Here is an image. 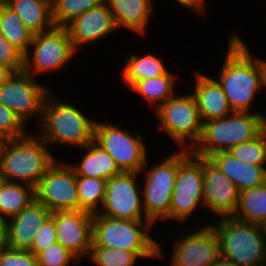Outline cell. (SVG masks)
Segmentation results:
<instances>
[{"label": "cell", "instance_id": "6da1fadb", "mask_svg": "<svg viewBox=\"0 0 266 266\" xmlns=\"http://www.w3.org/2000/svg\"><path fill=\"white\" fill-rule=\"evenodd\" d=\"M228 43L217 82L233 112H251V101L263 89L259 59L252 58L248 46L235 32Z\"/></svg>", "mask_w": 266, "mask_h": 266}, {"label": "cell", "instance_id": "7a4b0ae2", "mask_svg": "<svg viewBox=\"0 0 266 266\" xmlns=\"http://www.w3.org/2000/svg\"><path fill=\"white\" fill-rule=\"evenodd\" d=\"M49 148L35 133L5 139L0 147V171L7 182L18 183L19 180V183L21 181L36 188L47 169L56 161Z\"/></svg>", "mask_w": 266, "mask_h": 266}, {"label": "cell", "instance_id": "3957f363", "mask_svg": "<svg viewBox=\"0 0 266 266\" xmlns=\"http://www.w3.org/2000/svg\"><path fill=\"white\" fill-rule=\"evenodd\" d=\"M47 95L42 112V121L37 125L38 135L52 145H73L83 148L94 141L96 121L86 117L79 108L66 101Z\"/></svg>", "mask_w": 266, "mask_h": 266}, {"label": "cell", "instance_id": "277c9868", "mask_svg": "<svg viewBox=\"0 0 266 266\" xmlns=\"http://www.w3.org/2000/svg\"><path fill=\"white\" fill-rule=\"evenodd\" d=\"M265 128L266 116L261 113L232 112L219 119L204 121L200 140L191 152L208 158L254 139Z\"/></svg>", "mask_w": 266, "mask_h": 266}, {"label": "cell", "instance_id": "5b68a950", "mask_svg": "<svg viewBox=\"0 0 266 266\" xmlns=\"http://www.w3.org/2000/svg\"><path fill=\"white\" fill-rule=\"evenodd\" d=\"M214 224L222 257L239 266H265L266 240L260 225L232 216L218 218Z\"/></svg>", "mask_w": 266, "mask_h": 266}, {"label": "cell", "instance_id": "8992f818", "mask_svg": "<svg viewBox=\"0 0 266 266\" xmlns=\"http://www.w3.org/2000/svg\"><path fill=\"white\" fill-rule=\"evenodd\" d=\"M153 225L151 221L113 219L93 214L92 247L118 248L133 253H159V258H163L162 248L149 232Z\"/></svg>", "mask_w": 266, "mask_h": 266}, {"label": "cell", "instance_id": "52a82bcc", "mask_svg": "<svg viewBox=\"0 0 266 266\" xmlns=\"http://www.w3.org/2000/svg\"><path fill=\"white\" fill-rule=\"evenodd\" d=\"M201 206L204 207L203 157L194 155L190 150L179 148L170 221L183 223Z\"/></svg>", "mask_w": 266, "mask_h": 266}, {"label": "cell", "instance_id": "ba28073f", "mask_svg": "<svg viewBox=\"0 0 266 266\" xmlns=\"http://www.w3.org/2000/svg\"><path fill=\"white\" fill-rule=\"evenodd\" d=\"M155 112L160 121L158 129L168 133L181 149L191 151L195 147L202 134L203 122L192 93L174 95Z\"/></svg>", "mask_w": 266, "mask_h": 266}, {"label": "cell", "instance_id": "9c48e42d", "mask_svg": "<svg viewBox=\"0 0 266 266\" xmlns=\"http://www.w3.org/2000/svg\"><path fill=\"white\" fill-rule=\"evenodd\" d=\"M94 142L109 153L121 172L143 173L149 167L148 150L138 133L134 137L119 125L96 121Z\"/></svg>", "mask_w": 266, "mask_h": 266}, {"label": "cell", "instance_id": "30bf717a", "mask_svg": "<svg viewBox=\"0 0 266 266\" xmlns=\"http://www.w3.org/2000/svg\"><path fill=\"white\" fill-rule=\"evenodd\" d=\"M30 47L33 50L29 49L24 55L23 71L32 76L61 70L77 53L65 27L54 26L49 31L34 34Z\"/></svg>", "mask_w": 266, "mask_h": 266}, {"label": "cell", "instance_id": "8fae6325", "mask_svg": "<svg viewBox=\"0 0 266 266\" xmlns=\"http://www.w3.org/2000/svg\"><path fill=\"white\" fill-rule=\"evenodd\" d=\"M158 161L146 172L142 197L145 216L153 223L170 219L172 192L178 171V151ZM151 169V170H150Z\"/></svg>", "mask_w": 266, "mask_h": 266}, {"label": "cell", "instance_id": "7c38bea8", "mask_svg": "<svg viewBox=\"0 0 266 266\" xmlns=\"http://www.w3.org/2000/svg\"><path fill=\"white\" fill-rule=\"evenodd\" d=\"M51 90L24 71L14 73L0 86V103L17 114L26 124L27 119L42 121L43 104Z\"/></svg>", "mask_w": 266, "mask_h": 266}, {"label": "cell", "instance_id": "4fadbf2b", "mask_svg": "<svg viewBox=\"0 0 266 266\" xmlns=\"http://www.w3.org/2000/svg\"><path fill=\"white\" fill-rule=\"evenodd\" d=\"M138 174L141 175L138 172H121L109 178L100 209L102 212L98 214L113 219L150 221L145 216L142 190L138 189L135 180Z\"/></svg>", "mask_w": 266, "mask_h": 266}, {"label": "cell", "instance_id": "5bb4252c", "mask_svg": "<svg viewBox=\"0 0 266 266\" xmlns=\"http://www.w3.org/2000/svg\"><path fill=\"white\" fill-rule=\"evenodd\" d=\"M36 199L52 213L79 210L76 173L70 164L55 161L35 188Z\"/></svg>", "mask_w": 266, "mask_h": 266}, {"label": "cell", "instance_id": "9a60e30c", "mask_svg": "<svg viewBox=\"0 0 266 266\" xmlns=\"http://www.w3.org/2000/svg\"><path fill=\"white\" fill-rule=\"evenodd\" d=\"M195 229L175 240L170 266H211L220 256L218 237L212 225Z\"/></svg>", "mask_w": 266, "mask_h": 266}, {"label": "cell", "instance_id": "2e32d148", "mask_svg": "<svg viewBox=\"0 0 266 266\" xmlns=\"http://www.w3.org/2000/svg\"><path fill=\"white\" fill-rule=\"evenodd\" d=\"M55 221L57 243L73 254L77 261L89 257L92 247L93 214L81 210L57 211Z\"/></svg>", "mask_w": 266, "mask_h": 266}, {"label": "cell", "instance_id": "e0dca14e", "mask_svg": "<svg viewBox=\"0 0 266 266\" xmlns=\"http://www.w3.org/2000/svg\"><path fill=\"white\" fill-rule=\"evenodd\" d=\"M203 190L204 207L213 212L217 219L234 215L240 192L231 179L207 157H203Z\"/></svg>", "mask_w": 266, "mask_h": 266}, {"label": "cell", "instance_id": "ac0fdd59", "mask_svg": "<svg viewBox=\"0 0 266 266\" xmlns=\"http://www.w3.org/2000/svg\"><path fill=\"white\" fill-rule=\"evenodd\" d=\"M65 28L71 38L73 48L78 51L84 44L86 46V44L97 42L105 38L107 34L114 33L117 26L108 4L103 2L74 18Z\"/></svg>", "mask_w": 266, "mask_h": 266}, {"label": "cell", "instance_id": "d6986e66", "mask_svg": "<svg viewBox=\"0 0 266 266\" xmlns=\"http://www.w3.org/2000/svg\"><path fill=\"white\" fill-rule=\"evenodd\" d=\"M52 212L37 199L7 220L9 248L30 250L34 237Z\"/></svg>", "mask_w": 266, "mask_h": 266}, {"label": "cell", "instance_id": "ffe728a7", "mask_svg": "<svg viewBox=\"0 0 266 266\" xmlns=\"http://www.w3.org/2000/svg\"><path fill=\"white\" fill-rule=\"evenodd\" d=\"M194 92L201 121L219 119L233 112L216 78L195 72Z\"/></svg>", "mask_w": 266, "mask_h": 266}, {"label": "cell", "instance_id": "44dd1931", "mask_svg": "<svg viewBox=\"0 0 266 266\" xmlns=\"http://www.w3.org/2000/svg\"><path fill=\"white\" fill-rule=\"evenodd\" d=\"M208 158L231 179L239 192L250 190L266 183V167L240 161L228 151L214 153Z\"/></svg>", "mask_w": 266, "mask_h": 266}, {"label": "cell", "instance_id": "7402d4cb", "mask_svg": "<svg viewBox=\"0 0 266 266\" xmlns=\"http://www.w3.org/2000/svg\"><path fill=\"white\" fill-rule=\"evenodd\" d=\"M112 12L117 30L128 28L137 34L145 35L152 16V0H105Z\"/></svg>", "mask_w": 266, "mask_h": 266}, {"label": "cell", "instance_id": "603a6c76", "mask_svg": "<svg viewBox=\"0 0 266 266\" xmlns=\"http://www.w3.org/2000/svg\"><path fill=\"white\" fill-rule=\"evenodd\" d=\"M3 2L18 14L33 34L46 32L54 27L52 0H4Z\"/></svg>", "mask_w": 266, "mask_h": 266}, {"label": "cell", "instance_id": "cb8c5ba5", "mask_svg": "<svg viewBox=\"0 0 266 266\" xmlns=\"http://www.w3.org/2000/svg\"><path fill=\"white\" fill-rule=\"evenodd\" d=\"M81 149L86 152L83 154L81 162L78 165L71 164L76 176L108 180L121 173L109 153L94 141L88 143Z\"/></svg>", "mask_w": 266, "mask_h": 266}, {"label": "cell", "instance_id": "d4e9b609", "mask_svg": "<svg viewBox=\"0 0 266 266\" xmlns=\"http://www.w3.org/2000/svg\"><path fill=\"white\" fill-rule=\"evenodd\" d=\"M125 62L126 65L121 71V78L129 88L140 80L159 77L169 72L164 62L152 54H145L140 57L133 53L127 57Z\"/></svg>", "mask_w": 266, "mask_h": 266}, {"label": "cell", "instance_id": "484cf974", "mask_svg": "<svg viewBox=\"0 0 266 266\" xmlns=\"http://www.w3.org/2000/svg\"><path fill=\"white\" fill-rule=\"evenodd\" d=\"M35 199L33 186L25 183L6 182L0 191V217L9 220Z\"/></svg>", "mask_w": 266, "mask_h": 266}, {"label": "cell", "instance_id": "4316f807", "mask_svg": "<svg viewBox=\"0 0 266 266\" xmlns=\"http://www.w3.org/2000/svg\"><path fill=\"white\" fill-rule=\"evenodd\" d=\"M176 74L168 72L165 75L140 80L136 82L130 89L141 95L144 99L154 106L157 110L164 102L176 95Z\"/></svg>", "mask_w": 266, "mask_h": 266}, {"label": "cell", "instance_id": "83f0119b", "mask_svg": "<svg viewBox=\"0 0 266 266\" xmlns=\"http://www.w3.org/2000/svg\"><path fill=\"white\" fill-rule=\"evenodd\" d=\"M0 33L24 55L29 50L34 35L18 14L4 2H0Z\"/></svg>", "mask_w": 266, "mask_h": 266}, {"label": "cell", "instance_id": "f1b7e54d", "mask_svg": "<svg viewBox=\"0 0 266 266\" xmlns=\"http://www.w3.org/2000/svg\"><path fill=\"white\" fill-rule=\"evenodd\" d=\"M233 218L260 225L266 220V183L239 193Z\"/></svg>", "mask_w": 266, "mask_h": 266}, {"label": "cell", "instance_id": "f546056e", "mask_svg": "<svg viewBox=\"0 0 266 266\" xmlns=\"http://www.w3.org/2000/svg\"><path fill=\"white\" fill-rule=\"evenodd\" d=\"M105 179L76 176L79 210L97 214L102 208L106 190Z\"/></svg>", "mask_w": 266, "mask_h": 266}, {"label": "cell", "instance_id": "4dcf8cb0", "mask_svg": "<svg viewBox=\"0 0 266 266\" xmlns=\"http://www.w3.org/2000/svg\"><path fill=\"white\" fill-rule=\"evenodd\" d=\"M155 257L159 253H133L124 249L91 247L90 260L97 266H133L137 258Z\"/></svg>", "mask_w": 266, "mask_h": 266}, {"label": "cell", "instance_id": "1f68e13d", "mask_svg": "<svg viewBox=\"0 0 266 266\" xmlns=\"http://www.w3.org/2000/svg\"><path fill=\"white\" fill-rule=\"evenodd\" d=\"M105 0H52V19L55 27H65L74 18Z\"/></svg>", "mask_w": 266, "mask_h": 266}, {"label": "cell", "instance_id": "d6a6232c", "mask_svg": "<svg viewBox=\"0 0 266 266\" xmlns=\"http://www.w3.org/2000/svg\"><path fill=\"white\" fill-rule=\"evenodd\" d=\"M228 152L245 163L266 167V128L254 139L238 144Z\"/></svg>", "mask_w": 266, "mask_h": 266}, {"label": "cell", "instance_id": "836d02e7", "mask_svg": "<svg viewBox=\"0 0 266 266\" xmlns=\"http://www.w3.org/2000/svg\"><path fill=\"white\" fill-rule=\"evenodd\" d=\"M25 123L12 110L0 103V137L16 139L27 135Z\"/></svg>", "mask_w": 266, "mask_h": 266}, {"label": "cell", "instance_id": "e575fe53", "mask_svg": "<svg viewBox=\"0 0 266 266\" xmlns=\"http://www.w3.org/2000/svg\"><path fill=\"white\" fill-rule=\"evenodd\" d=\"M36 258L38 266H68L71 260H77L73 254L59 243L52 244L39 253Z\"/></svg>", "mask_w": 266, "mask_h": 266}, {"label": "cell", "instance_id": "d590c367", "mask_svg": "<svg viewBox=\"0 0 266 266\" xmlns=\"http://www.w3.org/2000/svg\"><path fill=\"white\" fill-rule=\"evenodd\" d=\"M0 65L15 73L23 71L24 54L0 33Z\"/></svg>", "mask_w": 266, "mask_h": 266}, {"label": "cell", "instance_id": "8d00e7d4", "mask_svg": "<svg viewBox=\"0 0 266 266\" xmlns=\"http://www.w3.org/2000/svg\"><path fill=\"white\" fill-rule=\"evenodd\" d=\"M55 243H57L56 226L54 219L50 216L37 231L29 251L36 257Z\"/></svg>", "mask_w": 266, "mask_h": 266}, {"label": "cell", "instance_id": "74e56055", "mask_svg": "<svg viewBox=\"0 0 266 266\" xmlns=\"http://www.w3.org/2000/svg\"><path fill=\"white\" fill-rule=\"evenodd\" d=\"M0 266H38L37 258L29 250L11 248L0 252Z\"/></svg>", "mask_w": 266, "mask_h": 266}, {"label": "cell", "instance_id": "f35d334b", "mask_svg": "<svg viewBox=\"0 0 266 266\" xmlns=\"http://www.w3.org/2000/svg\"><path fill=\"white\" fill-rule=\"evenodd\" d=\"M9 247L7 220L0 217V252Z\"/></svg>", "mask_w": 266, "mask_h": 266}, {"label": "cell", "instance_id": "ab89813d", "mask_svg": "<svg viewBox=\"0 0 266 266\" xmlns=\"http://www.w3.org/2000/svg\"><path fill=\"white\" fill-rule=\"evenodd\" d=\"M181 5L189 9H194L199 13H202L205 10V1L204 0H175ZM202 11V12H201Z\"/></svg>", "mask_w": 266, "mask_h": 266}, {"label": "cell", "instance_id": "60d3db41", "mask_svg": "<svg viewBox=\"0 0 266 266\" xmlns=\"http://www.w3.org/2000/svg\"><path fill=\"white\" fill-rule=\"evenodd\" d=\"M14 73L11 68L0 65V86L7 82Z\"/></svg>", "mask_w": 266, "mask_h": 266}, {"label": "cell", "instance_id": "b9f144b4", "mask_svg": "<svg viewBox=\"0 0 266 266\" xmlns=\"http://www.w3.org/2000/svg\"><path fill=\"white\" fill-rule=\"evenodd\" d=\"M211 266H239V265L220 255Z\"/></svg>", "mask_w": 266, "mask_h": 266}, {"label": "cell", "instance_id": "7bdbcfd3", "mask_svg": "<svg viewBox=\"0 0 266 266\" xmlns=\"http://www.w3.org/2000/svg\"><path fill=\"white\" fill-rule=\"evenodd\" d=\"M261 69V84L266 87V60L259 59Z\"/></svg>", "mask_w": 266, "mask_h": 266}, {"label": "cell", "instance_id": "ee69618b", "mask_svg": "<svg viewBox=\"0 0 266 266\" xmlns=\"http://www.w3.org/2000/svg\"><path fill=\"white\" fill-rule=\"evenodd\" d=\"M7 182V179L0 171V191L2 190L4 184Z\"/></svg>", "mask_w": 266, "mask_h": 266}, {"label": "cell", "instance_id": "f6af8a7d", "mask_svg": "<svg viewBox=\"0 0 266 266\" xmlns=\"http://www.w3.org/2000/svg\"><path fill=\"white\" fill-rule=\"evenodd\" d=\"M260 226H261V229H262L263 236H264V238H265V240H266V220H264V221L260 224Z\"/></svg>", "mask_w": 266, "mask_h": 266}, {"label": "cell", "instance_id": "bcb514c9", "mask_svg": "<svg viewBox=\"0 0 266 266\" xmlns=\"http://www.w3.org/2000/svg\"><path fill=\"white\" fill-rule=\"evenodd\" d=\"M3 140L4 139L0 137V147H1V144H2Z\"/></svg>", "mask_w": 266, "mask_h": 266}]
</instances>
